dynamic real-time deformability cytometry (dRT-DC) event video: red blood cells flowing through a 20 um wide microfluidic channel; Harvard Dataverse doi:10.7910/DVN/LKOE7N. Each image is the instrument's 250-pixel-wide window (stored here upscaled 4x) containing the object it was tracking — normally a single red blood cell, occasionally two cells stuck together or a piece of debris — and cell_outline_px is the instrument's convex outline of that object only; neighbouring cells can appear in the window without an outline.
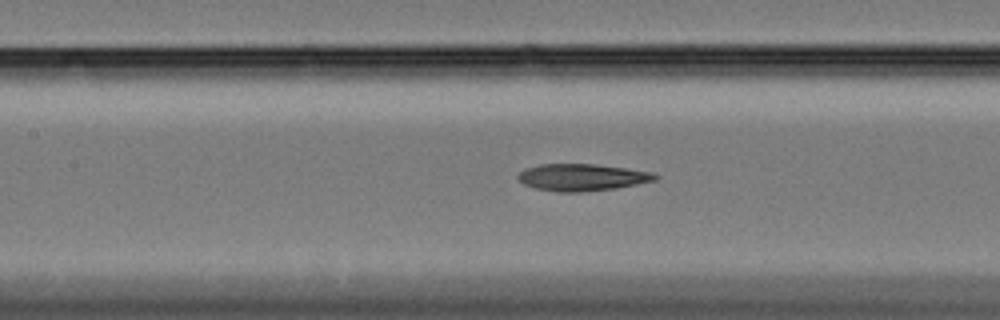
{"species": "Egyptian fruit bat (a non-hibernating species)", "species_latin": "Rousettus aegyptiacus", "temperature_condition": "cold", "stored_images_in_passage": 34, "camera_frame_rate_fps": 3000, "um_per_image_px": 0.085, "animal": {"sex": "female"}, "frame": {"image": 1, "passage_image": 9, "time_ms": 2.667, "image_size_px": [1000, 320], "cell_outline_px": [[660, 176], [656, 180], [612, 188], [580, 192], [556, 192], [536, 188], [524, 184], [516, 176], [524, 168], [540, 164], [596, 164], [652, 172]], "centroid_in_image_um": [49.43, 15.06], "position_along_channel_um": 158.0, "area_um2": 21.33}}
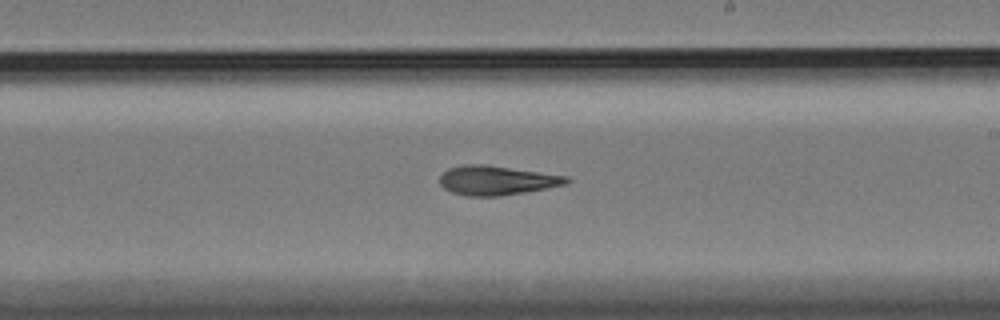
{"frame": {"image": 2, "passage_image": 17, "time_ms": 5.333, "image_size_px": [1000, 320], "cell_outline_px": [[572, 180], [564, 184], [544, 188], [500, 196], [468, 196], [452, 192], [444, 188], [440, 184], [440, 176], [448, 168], [464, 164], [484, 164], [568, 176]], "centroid_in_image_um": [42.18, 15.32], "position_along_channel_um": 246.8, "area_um2": 21.39}}
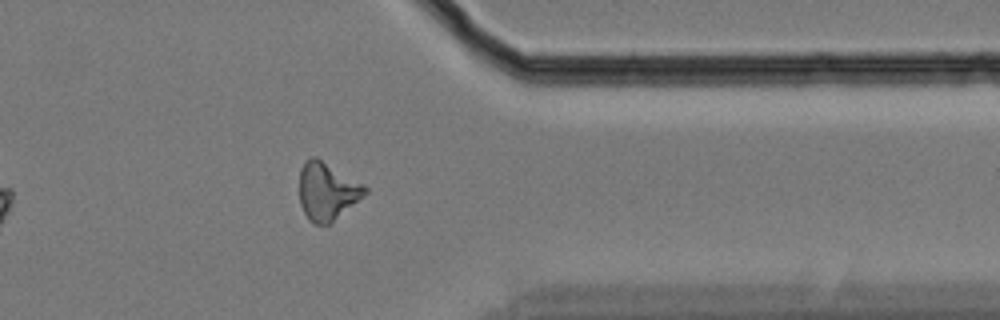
{"frame": {"image": 3, "passage_image": 30, "time_ms": 9.667, "image_size_px": [1000, 320], "cell_outline_px": [[368, 192], [328, 224], [312, 224], [308, 220], [300, 204], [300, 168], [304, 160], [312, 156], [316, 156], [364, 184], [368, 188]], "centroid_in_image_um": [27.78, 16.22], "position_along_channel_um": 383.6, "area_um2": 21.96}}